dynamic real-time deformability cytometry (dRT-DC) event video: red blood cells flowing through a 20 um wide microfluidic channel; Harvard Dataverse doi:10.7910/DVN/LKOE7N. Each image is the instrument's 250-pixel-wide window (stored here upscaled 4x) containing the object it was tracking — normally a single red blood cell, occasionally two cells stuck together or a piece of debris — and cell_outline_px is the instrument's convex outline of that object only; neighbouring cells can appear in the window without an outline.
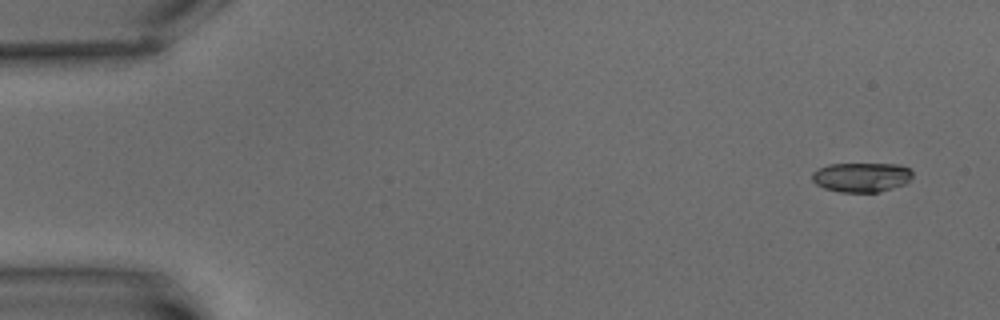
{"species": "common noctule bat (a hibernating species)", "species_latin": "Nyctalus noctula", "temperature_condition": "warm", "stored_images_in_passage": 5, "camera_frame_rate_fps": 3000, "um_per_image_px": 0.085, "animal": {"sex": "male", "body_mass_g": 15.6}, "frame": {"image": 1, "passage_image": 1, "time_ms": 0.0, "image_size_px": [1000, 320], "cell_outline_px": [[912, 176], [904, 184], [892, 188], [876, 192], [840, 192], [824, 188], [816, 184], [812, 180], [812, 172], [828, 164], [900, 164], [908, 168], [912, 172]], "centroid_in_image_um": [73.2, 15.06], "position_along_channel_um": 11.8, "area_um2": 17.17}}
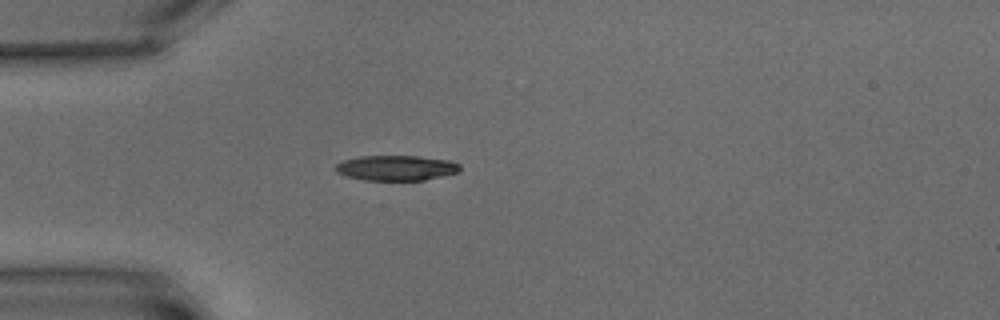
{"frame": {"image": 2, "passage_image": 4, "time_ms": 5.0, "image_size_px": [1000, 320], "cell_outline_px": [[460, 172], [424, 180], [364, 180], [348, 176], [336, 172], [336, 164], [344, 160], [360, 156], [416, 156], [452, 160], [460, 164]], "centroid_in_image_um": [33.72, 14.27], "position_along_channel_um": 51.3, "area_um2": 18.26}}